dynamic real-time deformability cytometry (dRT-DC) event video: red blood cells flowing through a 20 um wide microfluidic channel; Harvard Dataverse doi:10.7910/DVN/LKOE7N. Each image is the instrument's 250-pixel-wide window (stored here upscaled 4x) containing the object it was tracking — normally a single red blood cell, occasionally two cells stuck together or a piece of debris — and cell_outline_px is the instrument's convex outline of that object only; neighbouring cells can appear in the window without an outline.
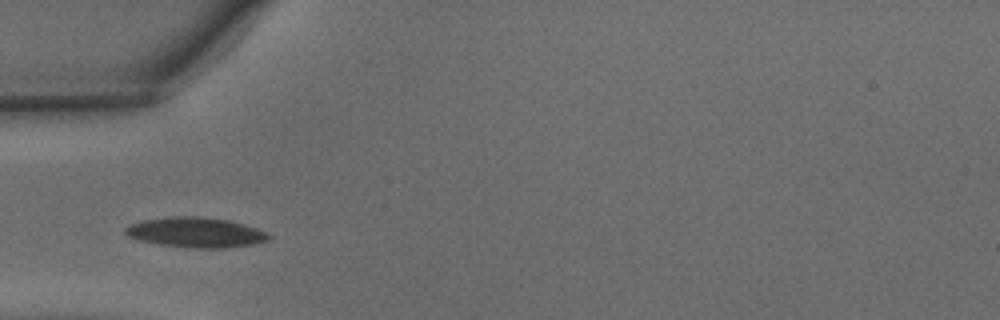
{"species": "common noctule bat (a hibernating species)", "species_latin": "Nyctalus noctula", "temperature_condition": "warm", "stored_images_in_passage": 24, "camera_frame_rate_fps": 3000, "um_per_image_px": 0.085, "animal": {"sex": "male", "body_mass_g": 15.6}, "frame": {"image": 1, "passage_image": 1, "time_ms": 0.0, "image_size_px": [1000, 320], "cell_outline_px": [[272, 236], [268, 240], [252, 244], [228, 248], [188, 248], [160, 244], [140, 240], [128, 236], [124, 232], [124, 228], [132, 224], [144, 220], [172, 216], [200, 216], [228, 220], [244, 224], [268, 232]], "centroid_in_image_um": [16.67, 19.76], "position_along_channel_um": 68.3, "area_um2": 25.14}}
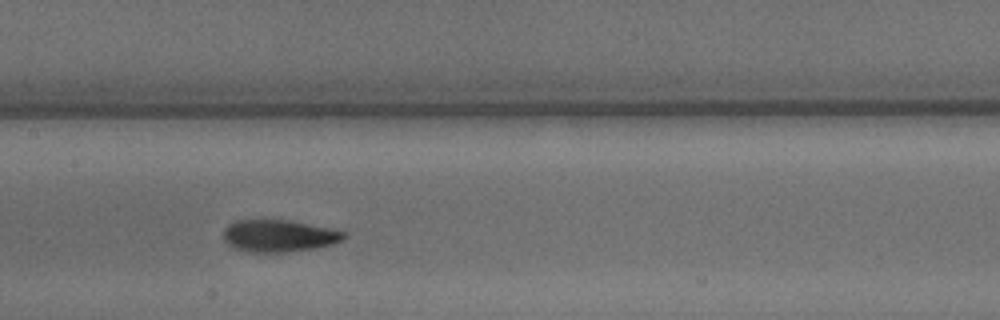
{"frame": {"image": 2, "passage_image": 9, "time_ms": 2.667, "image_size_px": [1000, 320], "cell_outline_px": [[348, 236], [344, 240], [332, 244], [312, 248], [288, 252], [252, 252], [236, 248], [228, 244], [224, 240], [224, 228], [228, 224], [236, 220], [288, 220], [328, 228], [344, 232]], "centroid_in_image_um": [23.7, 20.04], "position_along_channel_um": 183.7, "area_um2": 22.31}}
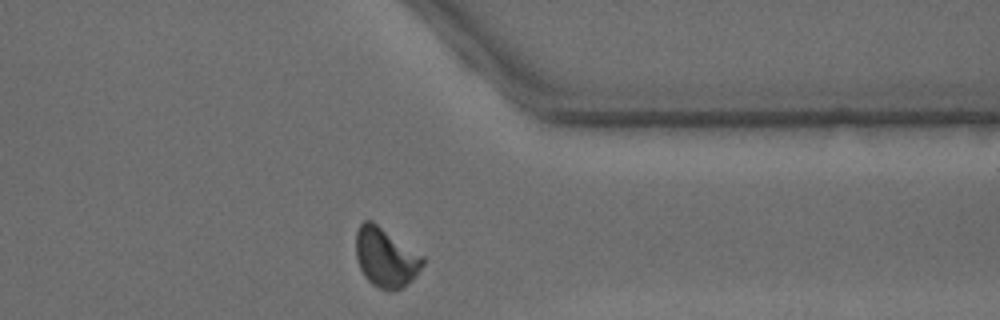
{"frame": {"image": 3, "passage_image": 23, "time_ms": 7.333, "image_size_px": [1000, 320], "cell_outline_px": [[424, 264], [416, 276], [412, 280], [400, 288], [388, 292], [376, 288], [364, 276], [360, 268], [356, 256], [356, 232], [360, 224], [364, 220], [372, 220], [424, 256]], "centroid_in_image_um": [32.78, 21.89], "position_along_channel_um": 378.6, "area_um2": 23.29}, "authors_computed_cell_mechanics": {"area_um2": 22.6576, "velocity_mm_per_s": 4.3036, "shape_relaxation_time_tau1_ms": 2.6239, "shape_relaxation_time_tau2_ms": 1.4741, "deformation_change_tau1": 0.1221, "deformation_change_tau2": 0.0688}}